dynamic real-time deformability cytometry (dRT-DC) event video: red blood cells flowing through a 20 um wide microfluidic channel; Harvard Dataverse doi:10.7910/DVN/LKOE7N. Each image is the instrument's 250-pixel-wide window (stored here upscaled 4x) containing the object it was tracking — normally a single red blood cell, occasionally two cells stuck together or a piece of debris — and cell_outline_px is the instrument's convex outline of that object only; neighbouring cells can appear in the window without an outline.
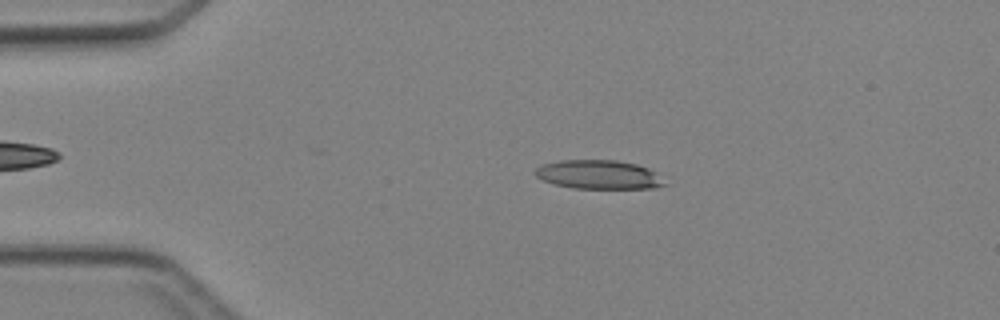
{"species": "Egyptian fruit bat (a non-hibernating species)", "species_latin": "Rousettus aegyptiacus", "temperature_condition": "cold", "stored_images_in_passage": 3, "camera_frame_rate_fps": 3000, "um_per_image_px": 0.085, "animal": {"sex": "female"}, "frame": {"image": 1, "passage_image": 2, "time_ms": 1.0, "image_size_px": [1000, 320], "cell_outline_px": [[668, 184], [656, 188], [572, 188], [556, 184], [544, 180], [536, 176], [532, 172], [536, 168], [544, 164], [560, 160], [616, 160], [636, 164], [648, 168], [656, 172]], "centroid_in_image_um": [50.92, 14.84], "position_along_channel_um": 34.1, "area_um2": 21.79}}